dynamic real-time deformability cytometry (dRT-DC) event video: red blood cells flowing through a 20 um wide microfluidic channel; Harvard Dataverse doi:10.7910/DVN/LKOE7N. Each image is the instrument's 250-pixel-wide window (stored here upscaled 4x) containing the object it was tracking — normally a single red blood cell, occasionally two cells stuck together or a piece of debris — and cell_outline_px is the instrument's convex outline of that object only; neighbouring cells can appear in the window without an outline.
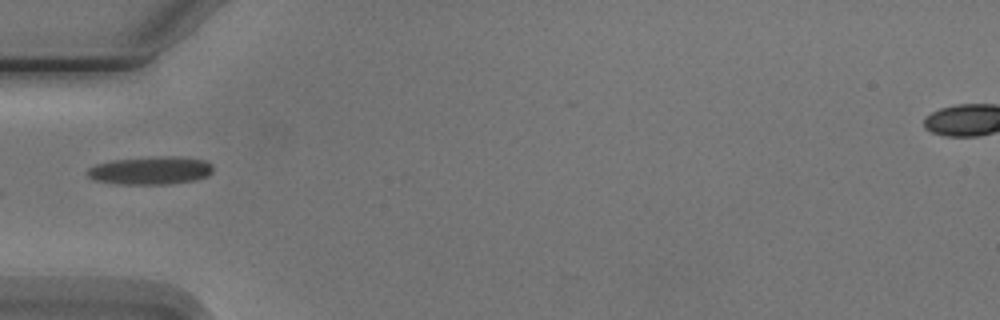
{"species": "Egyptian fruit bat (a non-hibernating species)", "species_latin": "Rousettus aegyptiacus", "temperature_condition": "cold", "stored_images_in_passage": 4, "camera_frame_rate_fps": 3000, "um_per_image_px": 0.085, "animal": {"sex": "male"}, "frame": {"image": 1, "passage_image": 2, "time_ms": 1.333, "image_size_px": [1000, 320], "cell_outline_px": [[212, 172], [208, 176], [196, 180], [168, 184], [120, 184], [96, 180], [88, 176], [88, 168], [96, 164], [112, 160], [160, 156], [176, 156], [204, 160], [212, 164]], "centroid_in_image_um": [12.83, 14.49], "position_along_channel_um": 72.2, "area_um2": 20.46}}
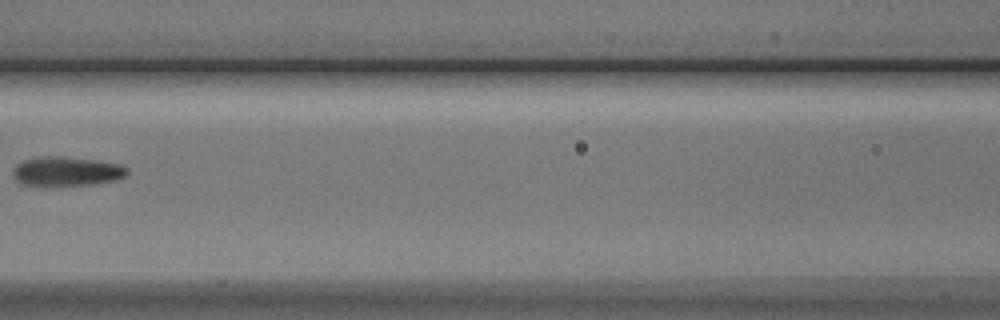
{"frame": {"image": 2, "passage_image": 4, "time_ms": 3.667, "image_size_px": [1000, 320], "cell_outline_px": [[128, 172], [124, 176], [116, 180], [96, 184], [56, 188], [20, 184], [16, 180], [12, 172], [16, 164], [24, 160], [44, 156], [60, 156], [92, 160], [120, 164], [128, 168]], "centroid_in_image_um": [5.63, 14.61], "position_along_channel_um": 161.0, "area_um2": 20.11}}